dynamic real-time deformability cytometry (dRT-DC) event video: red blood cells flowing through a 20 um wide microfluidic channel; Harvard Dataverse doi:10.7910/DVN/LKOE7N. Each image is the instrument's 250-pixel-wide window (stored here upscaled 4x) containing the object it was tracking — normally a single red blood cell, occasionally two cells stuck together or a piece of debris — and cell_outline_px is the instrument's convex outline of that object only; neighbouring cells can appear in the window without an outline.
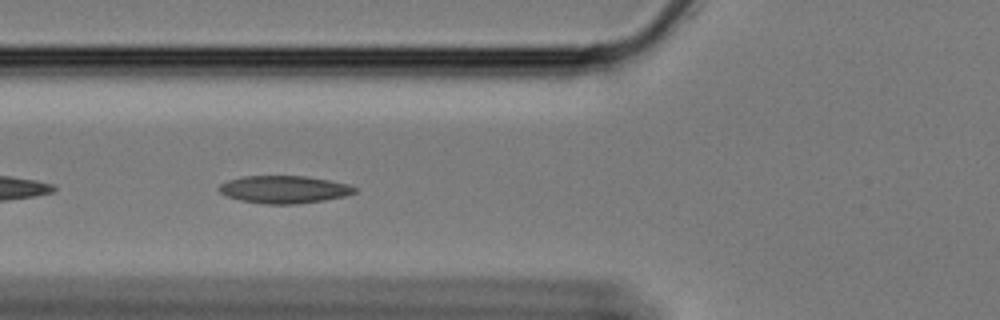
{"species": "Egyptian fruit bat (a non-hibernating species)", "species_latin": "Rousettus aegyptiacus", "temperature_condition": "cold", "stored_images_in_passage": 14, "camera_frame_rate_fps": 3000, "um_per_image_px": 0.085, "animal": {"sex": "female"}, "frame": {"image": 1, "passage_image": 7, "time_ms": 2.0, "image_size_px": [1000, 320], "cell_outline_px": [[356, 192], [344, 196], [324, 200], [296, 204], [264, 204], [240, 200], [228, 196], [220, 192], [216, 188], [220, 184], [228, 180], [244, 176], [304, 176], [328, 180], [348, 184], [356, 188]], "centroid_in_image_um": [24.12, 16.1], "position_along_channel_um": 101.7, "area_um2": 21.68}}